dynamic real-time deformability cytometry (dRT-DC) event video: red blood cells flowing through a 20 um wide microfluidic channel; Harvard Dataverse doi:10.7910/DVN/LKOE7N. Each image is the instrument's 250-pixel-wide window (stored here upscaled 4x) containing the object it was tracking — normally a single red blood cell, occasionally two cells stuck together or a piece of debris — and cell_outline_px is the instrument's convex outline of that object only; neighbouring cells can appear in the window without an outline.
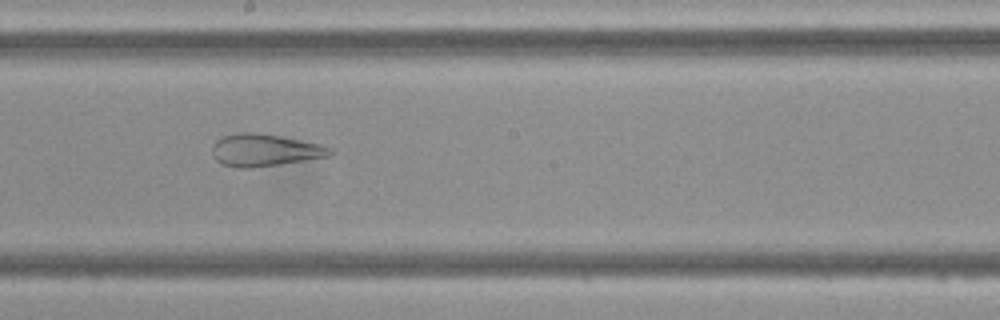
{"species": "Egyptian fruit bat (a non-hibernating species)", "species_latin": "Rousettus aegyptiacus", "temperature_condition": "cold", "stored_images_in_passage": 39, "camera_frame_rate_fps": 3000, "um_per_image_px": 0.085, "frame": {"image": 1, "passage_image": 18, "time_ms": 5.667, "image_size_px": [1000, 320], "cell_outline_px": [[332, 156], [280, 164], [248, 168], [240, 168], [220, 164], [212, 156], [212, 144], [216, 140], [224, 136], [236, 132], [256, 132], [280, 136], [320, 144], [332, 148]], "centroid_in_image_um": [22.47, 12.76], "position_along_channel_um": 225.7, "area_um2": 22.31}}
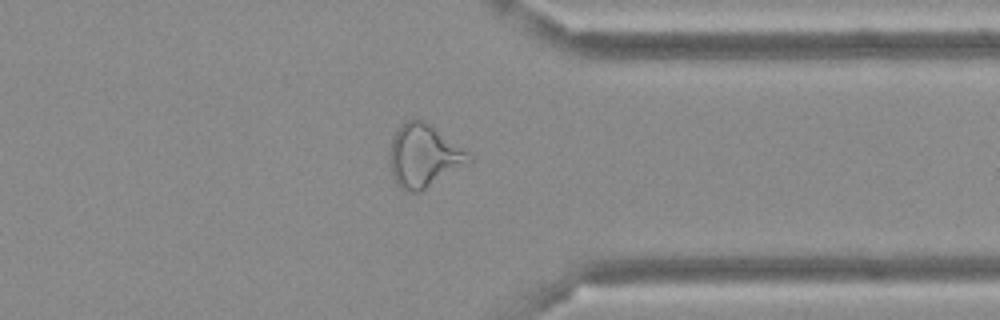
{"frame": {"image": 2, "passage_image": 29, "time_ms": 9.333, "image_size_px": [1000, 320], "cell_outline_px": [[472, 160], [420, 192], [404, 192], [392, 176], [388, 160], [392, 140], [400, 124], [416, 116], [424, 120], [468, 152], [472, 156]], "centroid_in_image_um": [35.97, 13.23], "position_along_channel_um": 375.4, "area_um2": 28.78}}
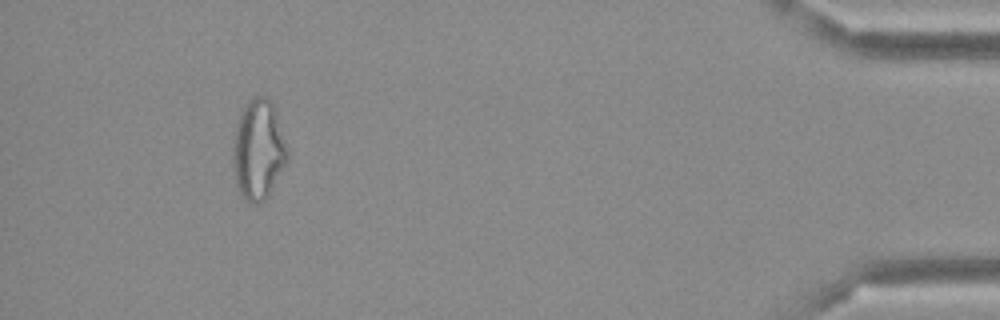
{"frame": {"image": 3, "passage_image": 36, "time_ms": 11.667, "image_size_px": [1000, 320], "cell_outline_px": [[288, 160], [268, 196], [260, 204], [252, 204], [244, 200], [240, 196], [236, 184], [232, 164], [232, 148], [236, 124], [248, 100], [256, 96], [268, 96], [276, 108], [288, 148]], "centroid_in_image_um": [21.96, 12.75], "position_along_channel_um": 413.2, "area_um2": 32.37}}